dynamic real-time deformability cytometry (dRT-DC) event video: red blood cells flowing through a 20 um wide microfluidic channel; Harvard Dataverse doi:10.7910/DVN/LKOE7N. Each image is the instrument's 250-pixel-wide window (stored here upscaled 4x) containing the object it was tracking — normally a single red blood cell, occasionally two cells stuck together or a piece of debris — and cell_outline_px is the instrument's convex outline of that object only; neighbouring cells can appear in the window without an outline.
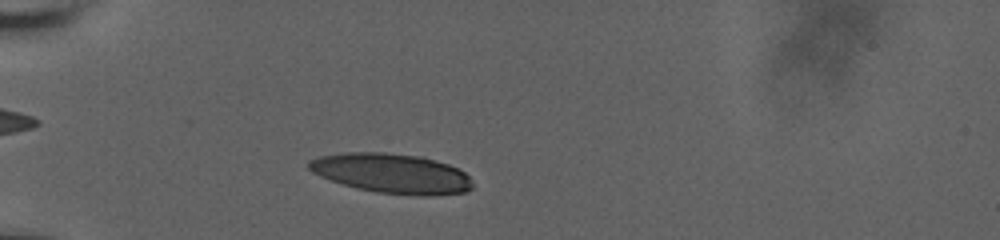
{"species": "human", "species_latin": "Homo sapiens", "temperature_condition": "room temperature", "stored_images_in_passage": 5, "camera_frame_rate_fps": 3000, "um_per_image_px": 0.085, "donor": {"sex": "male"}, "frame": {"image": 1, "passage_image": 4, "time_ms": 1.667, "image_size_px": [1000, 240], "cell_outline_px": [[472, 188], [464, 192], [428, 196], [420, 196], [376, 192], [356, 188], [320, 176], [312, 172], [308, 168], [308, 160], [320, 156], [344, 152], [384, 152], [424, 156], [448, 164], [464, 172], [472, 180]], "centroid_in_image_um": [33.3, 14.73], "position_along_channel_um": 51.7, "area_um2": 38.03}}